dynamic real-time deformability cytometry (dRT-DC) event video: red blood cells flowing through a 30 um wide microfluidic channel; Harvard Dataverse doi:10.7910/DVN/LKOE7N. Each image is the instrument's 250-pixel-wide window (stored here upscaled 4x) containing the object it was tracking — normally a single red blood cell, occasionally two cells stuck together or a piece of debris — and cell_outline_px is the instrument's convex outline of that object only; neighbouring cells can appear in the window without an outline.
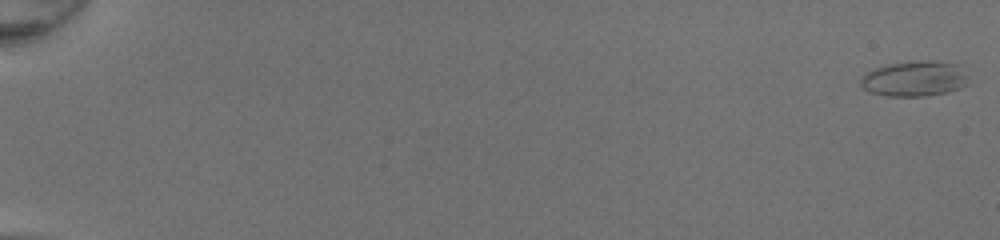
{"species": "common noctule bat (a hibernating species)", "species_latin": "Nyctalus noctula", "temperature_condition": "room temperature", "stored_images_in_passage": 51, "camera_frame_rate_fps": 3000, "um_per_image_px": 0.085, "animal": {"sex": "female", "body_mass_g": 20.0, "forearm_length_mm": 54.0}, "frame": {"image": 1, "passage_image": 1, "time_ms": 0.0, "image_size_px": [1000, 240], "cell_outline_px": [[968, 84], [960, 88], [944, 92], [924, 96], [888, 96], [872, 92], [864, 88], [860, 84], [860, 80], [868, 72], [876, 68], [888, 64], [920, 60], [936, 60], [956, 64], [968, 76]], "centroid_in_image_um": [77.76, 6.68], "position_along_channel_um": 7.2, "area_um2": 22.02}}
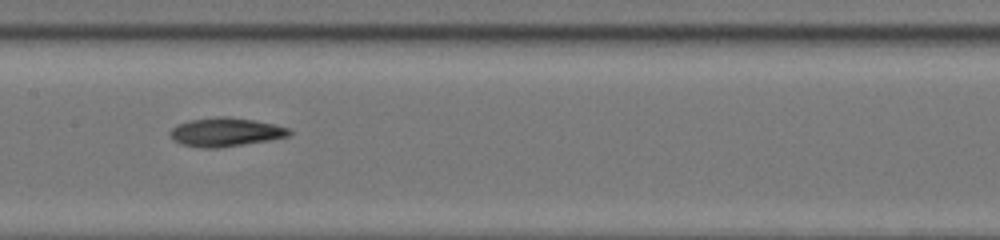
{"frame": {"image": 2, "passage_image": 29, "time_ms": 9.333, "image_size_px": [1000, 240], "cell_outline_px": [[292, 136], [272, 140], [220, 148], [200, 148], [180, 144], [172, 140], [168, 132], [176, 124], [188, 120], [216, 116], [224, 116], [256, 120], [288, 128], [292, 132]], "centroid_in_image_um": [19.15, 11.23], "position_along_channel_um": 188.2, "area_um2": 20.4}}
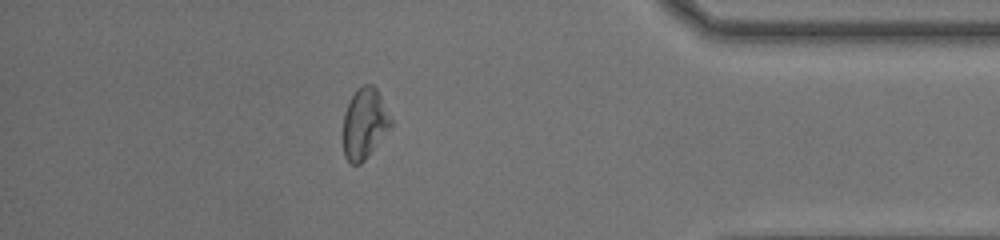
{"frame": {"image": 3, "passage_image": 46, "time_ms": 15.0, "image_size_px": [1000, 240], "cell_outline_px": [[392, 124], [368, 156], [360, 164], [352, 164], [344, 156], [344, 112], [356, 88], [364, 84], [372, 84], [376, 88], [392, 120]], "centroid_in_image_um": [30.97, 10.48], "position_along_channel_um": 404.2, "area_um2": 19.25}, "authors_computed_cell_mechanics": {"area_um2": 20.2878, "velocity_mm_per_s": 4.2965, "shape_relaxation_time_tau1_ms": 5.9983, "shape_relaxation_time_tau2_ms": 10.8151, "deformation_change_tau1": 0.1711, "deformation_change_tau2": 0.2494}}